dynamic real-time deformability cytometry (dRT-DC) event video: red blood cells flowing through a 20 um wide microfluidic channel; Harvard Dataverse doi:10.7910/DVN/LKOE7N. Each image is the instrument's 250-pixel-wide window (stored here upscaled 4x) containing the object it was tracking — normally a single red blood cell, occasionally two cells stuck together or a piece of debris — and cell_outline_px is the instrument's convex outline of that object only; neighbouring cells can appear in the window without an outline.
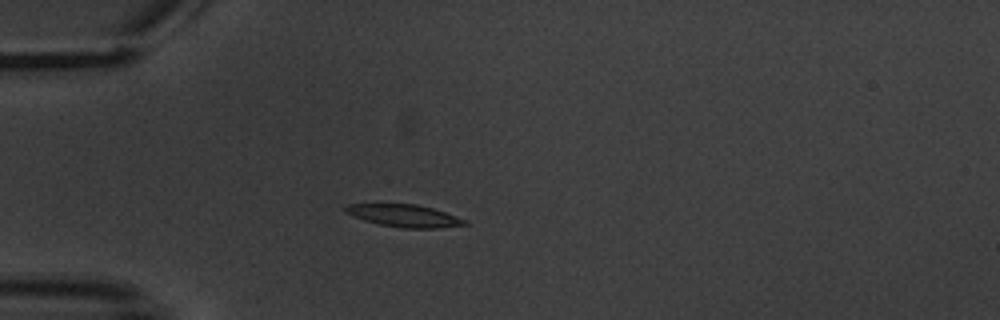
{"species": "common noctule bat (a hibernating species)", "species_latin": "Nyctalus noctula", "temperature_condition": "warm", "stored_images_in_passage": 4, "camera_frame_rate_fps": 3000, "um_per_image_px": 0.085, "animal": {"sex": "male", "body_mass_g": 20.1, "forearm_length_mm": 53.5}, "frame": {"image": 1, "passage_image": 4, "time_ms": 3.667, "image_size_px": [1000, 320], "cell_outline_px": [[468, 224], [440, 228], [404, 228], [380, 224], [364, 220], [352, 216], [344, 212], [344, 208], [348, 204], [376, 200], [416, 204], [432, 208], [468, 220]], "centroid_in_image_um": [34.24, 18.27], "position_along_channel_um": 50.8, "area_um2": 16.47}}